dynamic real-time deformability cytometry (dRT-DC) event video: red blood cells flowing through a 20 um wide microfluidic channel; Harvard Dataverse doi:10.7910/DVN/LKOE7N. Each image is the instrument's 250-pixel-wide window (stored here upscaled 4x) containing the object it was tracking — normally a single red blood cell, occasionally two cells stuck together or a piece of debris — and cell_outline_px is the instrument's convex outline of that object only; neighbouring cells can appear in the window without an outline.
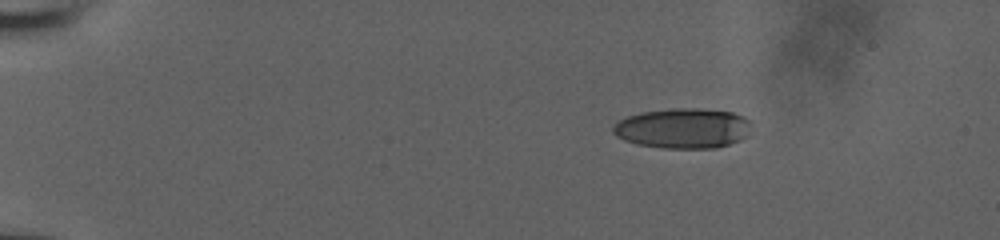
{"species": "human", "species_latin": "Homo sapiens", "temperature_condition": "room temperature", "stored_images_in_passage": 46, "camera_frame_rate_fps": 3000, "um_per_image_px": 0.085, "donor": {"sex": "male"}, "frame": {"image": 1, "passage_image": 1, "time_ms": 0.0, "image_size_px": [1000, 240], "cell_outline_px": [[752, 120], [744, 136], [740, 140], [716, 148], [664, 148], [636, 144], [624, 140], [616, 136], [612, 132], [612, 128], [620, 120], [628, 116], [640, 112], [672, 108], [700, 108], [732, 112], [744, 116]], "centroid_in_image_um": [58.04, 10.89], "position_along_channel_um": 27.0, "area_um2": 32.37}}
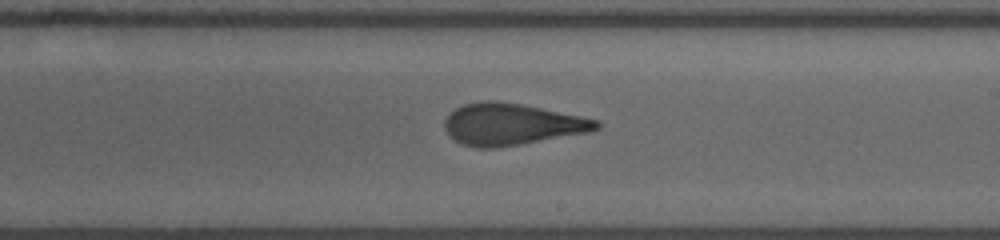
{"frame": {"image": 2, "passage_image": 26, "time_ms": 8.333, "image_size_px": [1000, 240], "cell_outline_px": [[600, 128], [588, 132], [520, 144], [496, 148], [476, 148], [464, 144], [456, 140], [444, 128], [444, 120], [448, 112], [464, 104], [480, 100], [488, 100], [520, 104], [600, 120]], "centroid_in_image_um": [43.46, 10.56], "position_along_channel_um": 245.5, "area_um2": 36.53}}
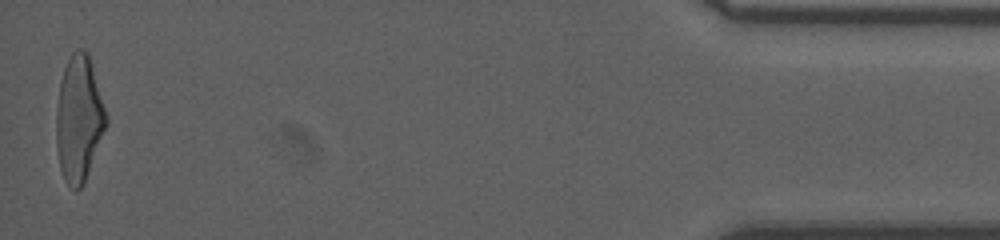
{"frame": {"image": 3, "passage_image": 46, "time_ms": 15.0, "image_size_px": [1000, 240], "cell_outline_px": [[108, 124], [84, 184], [76, 192], [64, 180], [60, 168], [56, 144], [56, 112], [60, 80], [64, 68], [72, 52], [76, 48], [84, 48], [88, 52], [108, 116]], "centroid_in_image_um": [6.72, 10.1], "position_along_channel_um": 428.5, "area_um2": 37.05}, "authors_computed_cell_mechanics": {"area_um2": 36.1539, "velocity_mm_per_s": 3.9569, "shape_relaxation_time_tau1_ms": 4.6389, "shape_relaxation_time_tau2_ms": 1.2495, "deformation_change_tau1": 0.212, "deformation_change_tau2": 0.1083}}